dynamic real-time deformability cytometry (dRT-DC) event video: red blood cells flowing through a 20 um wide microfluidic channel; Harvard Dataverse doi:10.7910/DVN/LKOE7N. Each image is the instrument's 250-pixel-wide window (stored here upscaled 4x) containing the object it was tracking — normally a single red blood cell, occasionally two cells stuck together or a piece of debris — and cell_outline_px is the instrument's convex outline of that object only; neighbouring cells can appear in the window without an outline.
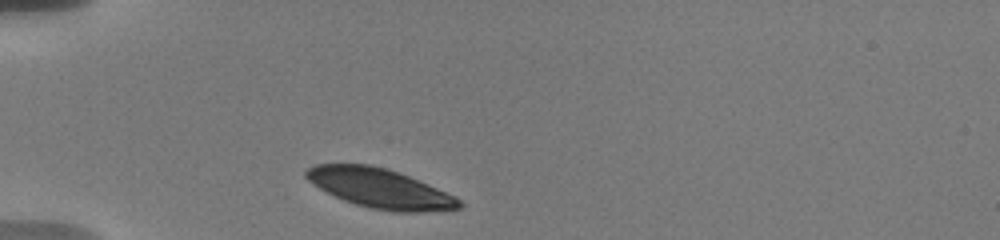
{"species": "human", "species_latin": "Homo sapiens", "temperature_condition": "warm", "stored_images_in_passage": 2, "camera_frame_rate_fps": 3000, "um_per_image_px": 0.085, "donor": {"sex": "male"}, "frame": {"image": 1, "passage_image": 1, "time_ms": 0.0, "image_size_px": [1000, 240], "cell_outline_px": [[464, 204], [460, 208], [424, 212], [396, 212], [372, 208], [356, 204], [344, 200], [320, 188], [308, 180], [304, 176], [304, 172], [308, 168], [316, 164], [368, 164], [400, 172], [456, 196]], "centroid_in_image_um": [32.32, 16.01], "position_along_channel_um": 52.7, "area_um2": 34.97}}